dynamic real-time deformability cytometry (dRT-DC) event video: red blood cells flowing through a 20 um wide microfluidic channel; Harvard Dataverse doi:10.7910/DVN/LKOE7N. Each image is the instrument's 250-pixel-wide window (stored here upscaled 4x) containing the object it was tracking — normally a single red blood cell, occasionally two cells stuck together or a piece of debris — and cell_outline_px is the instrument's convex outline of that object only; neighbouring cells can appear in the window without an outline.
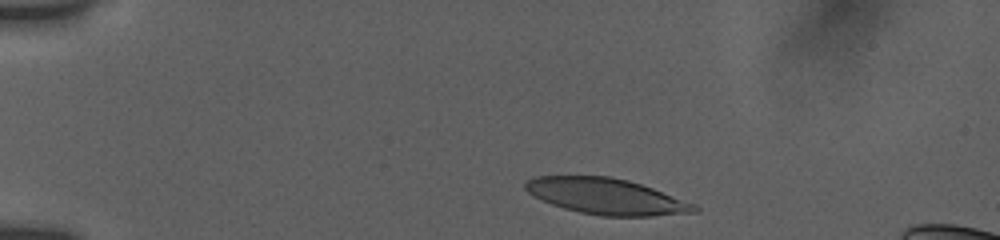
{"species": "human", "species_latin": "Homo sapiens", "temperature_condition": "room temperature", "stored_images_in_passage": 13, "camera_frame_rate_fps": 3000, "um_per_image_px": 0.085, "donor": {"sex": "female"}, "frame": {"image": 1, "passage_image": 1, "time_ms": 0.0, "image_size_px": [1000, 240], "cell_outline_px": [[700, 208], [696, 212], [652, 216], [600, 216], [580, 212], [564, 208], [552, 204], [528, 192], [524, 188], [524, 184], [528, 180], [536, 176], [608, 176], [628, 180], [652, 188], [696, 204]], "centroid_in_image_um": [51.56, 16.69], "position_along_channel_um": 33.4, "area_um2": 35.14}}
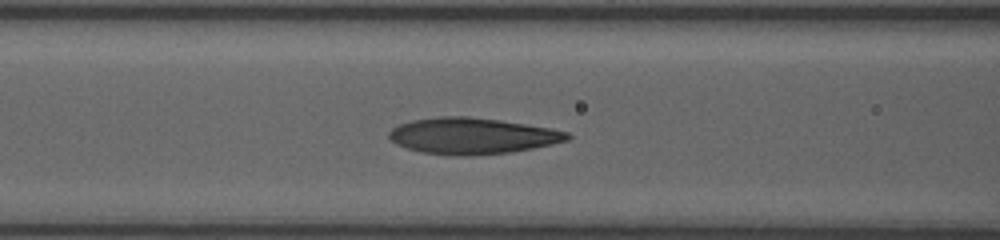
{"frame": {"image": 2, "passage_image": 11, "time_ms": 4.333, "image_size_px": [1000, 240], "cell_outline_px": [[572, 136], [568, 140], [552, 144], [532, 148], [508, 152], [472, 156], [460, 156], [420, 152], [396, 144], [388, 136], [388, 132], [392, 128], [400, 124], [412, 120], [440, 116], [468, 116], [500, 120], [552, 128], [568, 132]], "centroid_in_image_um": [40.14, 11.55], "position_along_channel_um": 126.5, "area_um2": 37.63}}
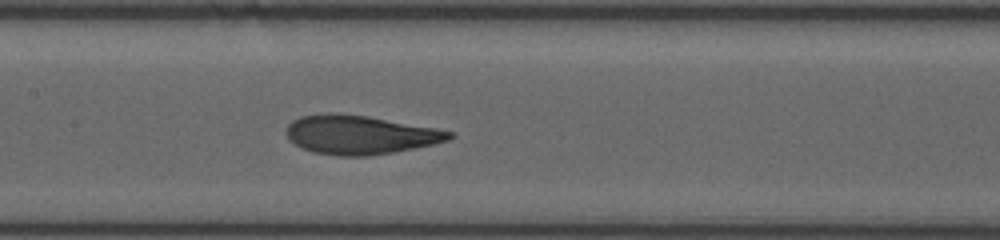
{"frame": {"image": 3, "passage_image": 13, "time_ms": 5.667, "image_size_px": [1000, 240], "cell_outline_px": [[456, 136], [448, 140], [416, 148], [392, 152], [364, 156], [336, 156], [312, 152], [288, 140], [284, 132], [288, 124], [292, 120], [300, 116], [328, 112], [332, 112], [368, 116], [436, 128], [452, 132]], "centroid_in_image_um": [30.55, 11.44], "position_along_channel_um": 176.8, "area_um2": 37.11}}